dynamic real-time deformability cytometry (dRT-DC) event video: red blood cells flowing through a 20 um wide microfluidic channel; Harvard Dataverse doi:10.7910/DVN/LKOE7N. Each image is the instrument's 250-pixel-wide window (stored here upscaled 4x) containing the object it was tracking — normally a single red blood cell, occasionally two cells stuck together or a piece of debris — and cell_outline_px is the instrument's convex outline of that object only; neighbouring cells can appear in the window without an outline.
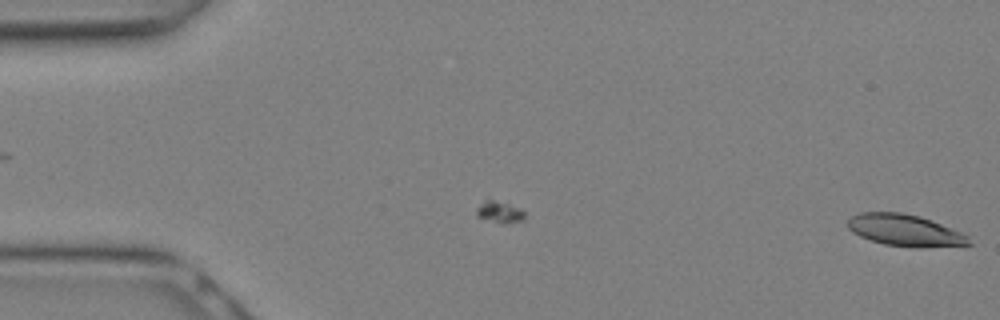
{"species": "Egyptian fruit bat (a non-hibernating species)", "species_latin": "Rousettus aegyptiacus", "temperature_condition": "warm", "stored_images_in_passage": 6, "camera_frame_rate_fps": 3000, "um_per_image_px": 0.085, "animal": {"sex": "female"}, "frame": {"image": 1, "passage_image": 6, "time_ms": 1.667, "image_size_px": [1000, 320], "cell_outline_px": [[972, 244], [884, 244], [860, 236], [852, 232], [848, 228], [848, 220], [852, 216], [860, 212], [900, 212], [920, 216], [932, 220], [960, 232], [968, 236]], "centroid_in_image_um": [76.81, 19.49], "position_along_channel_um": 8.2, "area_um2": 20.98}}